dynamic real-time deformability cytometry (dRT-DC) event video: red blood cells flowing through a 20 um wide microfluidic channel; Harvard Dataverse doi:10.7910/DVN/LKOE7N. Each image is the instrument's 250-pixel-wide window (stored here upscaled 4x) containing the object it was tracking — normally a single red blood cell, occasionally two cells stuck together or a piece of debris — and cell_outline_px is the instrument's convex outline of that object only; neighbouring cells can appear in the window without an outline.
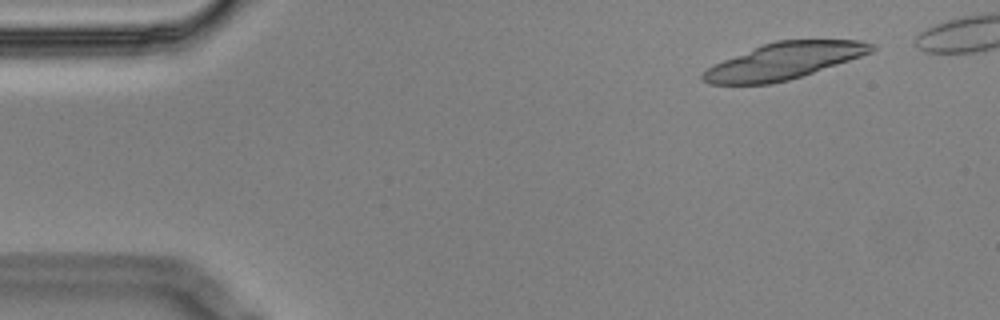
{"species": "Egyptian fruit bat (a non-hibernating species)", "species_latin": "Rousettus aegyptiacus", "temperature_condition": "cold", "stored_images_in_passage": 9, "segment_of_instrument_passage": [1, 2], "camera_frame_rate_fps": 3000, "um_per_image_px": 0.085, "animal": {"sex": "male"}, "frame": {"image": 1, "passage_image": 2, "time_ms": 0.333, "image_size_px": [1000, 320], "cell_outline_px": [[876, 48], [872, 52], [788, 80], [772, 84], [708, 84], [700, 80], [700, 76], [708, 68], [724, 60], [764, 44], [776, 40], [860, 40], [876, 44]], "centroid_in_image_um": [66.64, 5.19], "position_along_channel_um": 18.4, "area_um2": 35.2}}
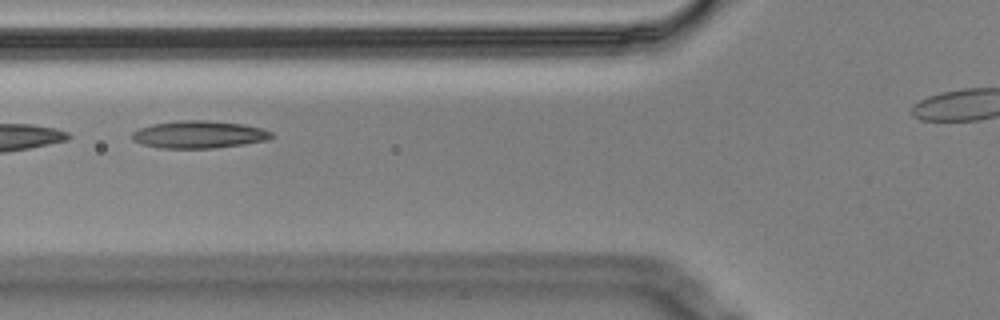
{"frame": {"image": 2, "passage_image": 6, "time_ms": 1.667, "image_size_px": [1000, 320], "cell_outline_px": [[276, 136], [268, 140], [244, 144], [216, 148], [160, 148], [144, 144], [132, 140], [132, 132], [140, 128], [152, 124], [176, 120], [208, 120], [244, 124], [264, 128], [272, 132]], "centroid_in_image_um": [16.97, 11.42], "position_along_channel_um": 108.8, "area_um2": 22.54}}
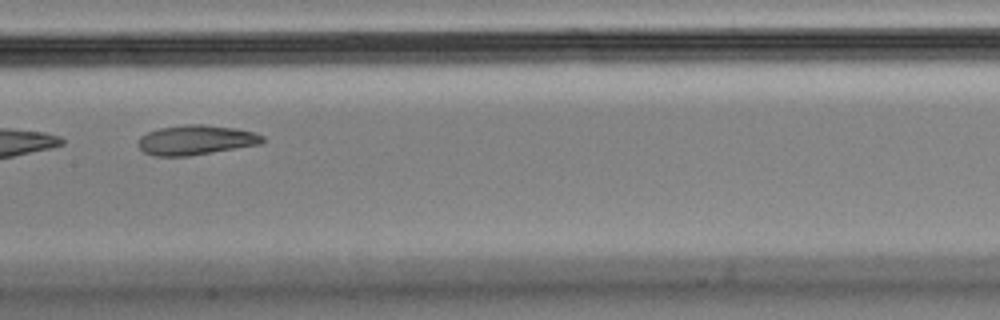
{"frame": {"image": 3, "passage_image": 8, "time_ms": 2.333, "image_size_px": [1000, 320], "cell_outline_px": [[264, 140], [260, 144], [188, 156], [152, 156], [144, 152], [136, 144], [140, 136], [148, 132], [160, 128], [188, 124], [204, 124], [236, 128], [252, 132], [264, 136]], "centroid_in_image_um": [16.61, 11.9], "position_along_channel_um": 190.8, "area_um2": 21.5}}